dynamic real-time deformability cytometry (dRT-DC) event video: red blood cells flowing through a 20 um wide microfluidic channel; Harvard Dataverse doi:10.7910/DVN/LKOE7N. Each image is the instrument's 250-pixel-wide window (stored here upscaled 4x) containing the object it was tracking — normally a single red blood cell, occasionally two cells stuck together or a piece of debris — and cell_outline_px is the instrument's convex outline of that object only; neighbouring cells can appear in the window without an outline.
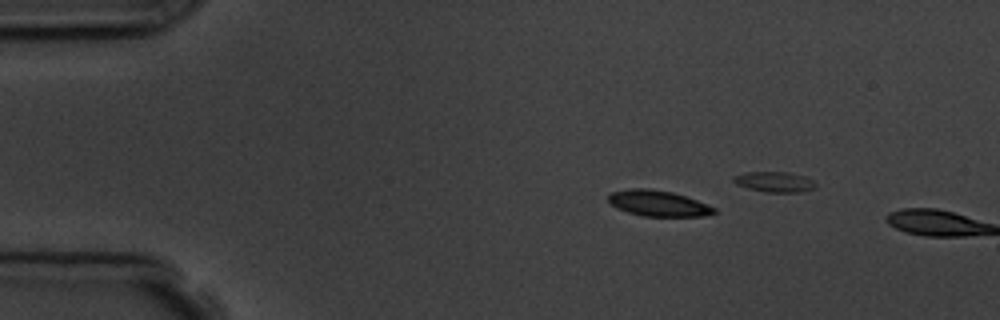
{"species": "common noctule bat (a hibernating species)", "species_latin": "Nyctalus noctula", "temperature_condition": "room temperature", "stored_images_in_passage": 3, "camera_frame_rate_fps": 3000, "um_per_image_px": 0.085, "animal": {"sex": "male", "body_mass_g": 19.5, "forearm_length_mm": 54.6}, "frame": {"image": 1, "passage_image": 2, "time_ms": 2.0, "image_size_px": [1000, 320], "cell_outline_px": [[716, 212], [704, 216], [644, 216], [628, 212], [616, 208], [608, 200], [608, 196], [612, 192], [632, 188], [648, 188], [672, 192], [696, 200], [716, 208]], "centroid_in_image_um": [55.94, 17.28], "position_along_channel_um": 29.1, "area_um2": 15.72}}